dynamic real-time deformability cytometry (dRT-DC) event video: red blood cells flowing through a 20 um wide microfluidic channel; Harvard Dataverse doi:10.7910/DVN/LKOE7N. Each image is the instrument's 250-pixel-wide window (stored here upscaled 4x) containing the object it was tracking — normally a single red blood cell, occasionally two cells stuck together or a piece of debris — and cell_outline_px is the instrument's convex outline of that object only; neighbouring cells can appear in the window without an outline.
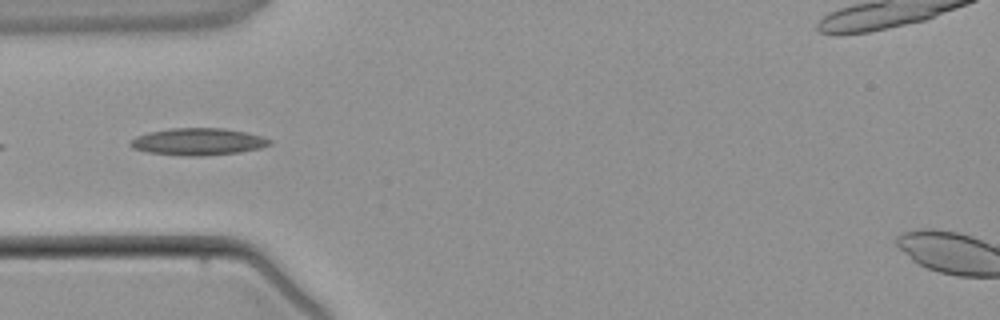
{"species": "common noctule bat (a hibernating species)", "species_latin": "Nyctalus noctula", "temperature_condition": "warm", "stored_images_in_passage": 4, "camera_frame_rate_fps": 3000, "um_per_image_px": 0.085, "animal": {"sex": "male", "body_mass_g": 21.5, "forearm_length_mm": 52.0}, "frame": {"image": 1, "passage_image": 3, "time_ms": 3.667, "image_size_px": [1000, 320], "cell_outline_px": [[272, 144], [260, 148], [240, 152], [204, 156], [180, 156], [148, 152], [132, 148], [128, 144], [136, 136], [148, 132], [168, 128], [224, 128], [244, 132], [260, 136], [272, 140]], "centroid_in_image_um": [16.81, 12.05], "position_along_channel_um": 68.2, "area_um2": 22.08}}
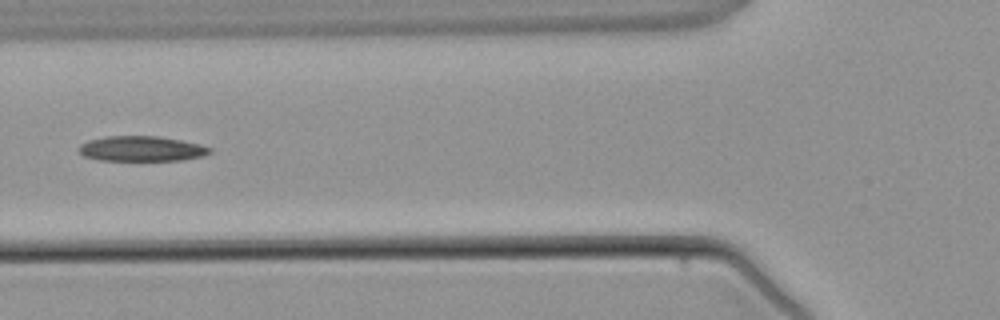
{"frame": {"image": 2, "passage_image": 4, "time_ms": 4.667, "image_size_px": [1000, 320], "cell_outline_px": [[212, 152], [204, 156], [180, 160], [100, 160], [84, 156], [80, 152], [80, 144], [88, 140], [104, 136], [156, 136], [180, 140], [200, 144], [212, 148]], "centroid_in_image_um": [12.05, 12.63], "position_along_channel_um": 113.8, "area_um2": 19.13}}